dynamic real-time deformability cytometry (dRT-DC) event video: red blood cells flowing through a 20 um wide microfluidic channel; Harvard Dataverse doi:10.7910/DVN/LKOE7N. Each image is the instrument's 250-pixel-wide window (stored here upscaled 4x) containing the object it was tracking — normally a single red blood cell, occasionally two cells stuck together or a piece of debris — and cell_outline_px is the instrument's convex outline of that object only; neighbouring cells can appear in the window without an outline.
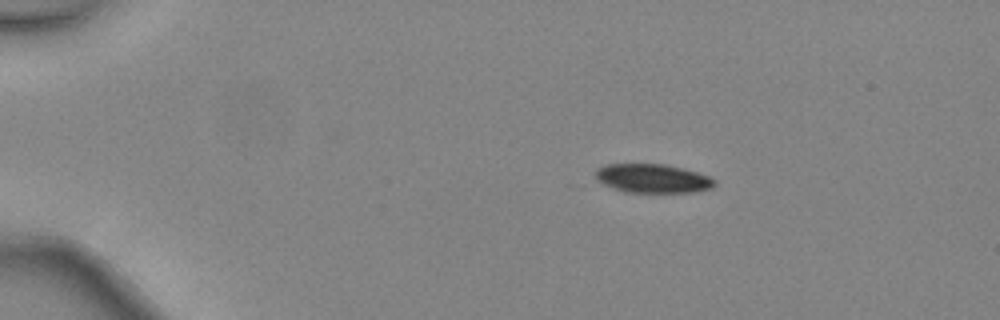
{"species": "common noctule bat (a hibernating species)", "species_latin": "Nyctalus noctula", "temperature_condition": "warm", "stored_images_in_passage": 5, "segment_of_instrument_passage": [1, 2], "camera_frame_rate_fps": 3000, "um_per_image_px": 0.085, "animal": {"sex": "female", "body_mass_g": 24.6, "forearm_length_mm": 56.2}, "frame": {"image": 1, "passage_image": 2, "time_ms": 0.333, "image_size_px": [1000, 320], "cell_outline_px": [[716, 184], [712, 188], [692, 192], [624, 192], [612, 188], [596, 180], [596, 168], [604, 164], [664, 164], [696, 172], [708, 176], [716, 180]], "centroid_in_image_um": [55.44, 15.17], "position_along_channel_um": 29.6, "area_um2": 20.0}}